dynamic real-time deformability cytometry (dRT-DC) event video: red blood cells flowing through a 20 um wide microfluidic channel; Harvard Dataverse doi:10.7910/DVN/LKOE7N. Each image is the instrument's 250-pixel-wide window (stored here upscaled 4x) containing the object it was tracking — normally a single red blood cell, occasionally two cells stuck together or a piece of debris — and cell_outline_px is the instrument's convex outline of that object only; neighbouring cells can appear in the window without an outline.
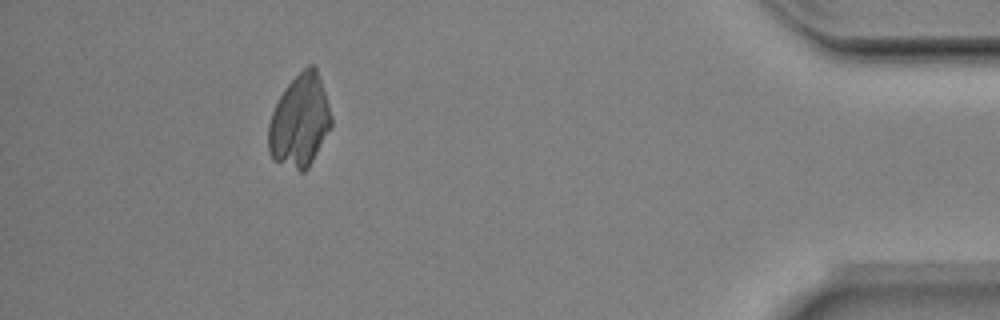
{"species": "Egyptian fruit bat (a non-hibernating species)", "species_latin": "Rousettus aegyptiacus", "temperature_condition": "room temperature", "stored_images_in_passage": 43, "camera_frame_rate_fps": 3000, "um_per_image_px": 0.085, "animal": {"sex": "male"}, "frame": {"image": 1, "passage_image": 39, "time_ms": 12.667, "image_size_px": [1000, 320], "cell_outline_px": [[332, 128], [308, 168], [304, 172], [300, 172], [272, 160], [268, 148], [268, 124], [272, 112], [284, 88], [308, 64], [312, 64], [316, 68], [332, 116]], "centroid_in_image_um": [25.47, 10.33], "position_along_channel_um": 409.7, "area_um2": 33.93}}